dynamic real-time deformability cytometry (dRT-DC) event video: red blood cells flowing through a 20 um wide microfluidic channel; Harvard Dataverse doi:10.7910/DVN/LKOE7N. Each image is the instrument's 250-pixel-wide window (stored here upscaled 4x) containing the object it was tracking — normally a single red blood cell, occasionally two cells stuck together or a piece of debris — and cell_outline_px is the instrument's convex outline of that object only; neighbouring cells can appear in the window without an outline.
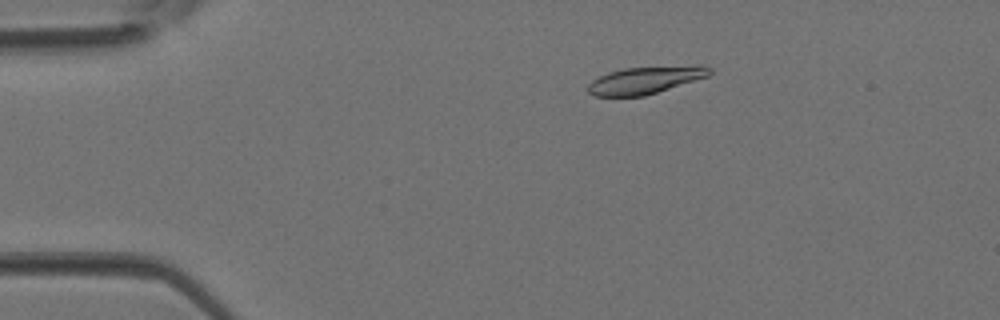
{"species": "Egyptian fruit bat (a non-hibernating species)", "species_latin": "Rousettus aegyptiacus", "temperature_condition": "room temperature", "stored_images_in_passage": 4, "camera_frame_rate_fps": 3000, "um_per_image_px": 0.085, "animal": {"sex": "female"}, "frame": {"image": 1, "passage_image": 3, "time_ms": 0.667, "image_size_px": [1000, 320], "cell_outline_px": [[712, 72], [708, 76], [644, 96], [592, 96], [588, 92], [588, 84], [592, 80], [608, 72], [624, 68], [704, 64], [712, 68]], "centroid_in_image_um": [54.88, 6.79], "position_along_channel_um": 30.1, "area_um2": 19.48}}